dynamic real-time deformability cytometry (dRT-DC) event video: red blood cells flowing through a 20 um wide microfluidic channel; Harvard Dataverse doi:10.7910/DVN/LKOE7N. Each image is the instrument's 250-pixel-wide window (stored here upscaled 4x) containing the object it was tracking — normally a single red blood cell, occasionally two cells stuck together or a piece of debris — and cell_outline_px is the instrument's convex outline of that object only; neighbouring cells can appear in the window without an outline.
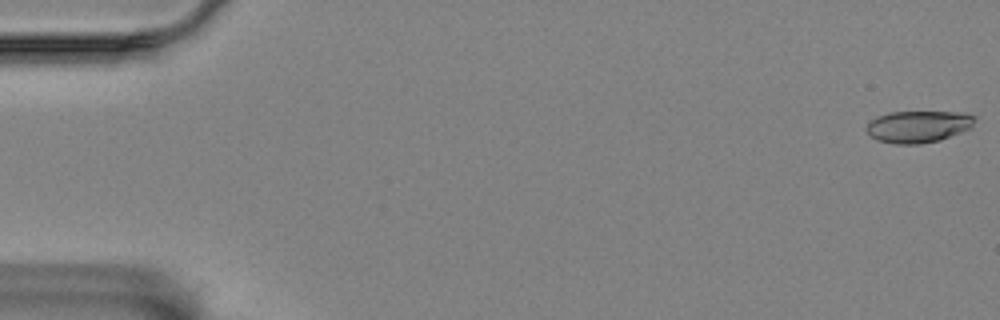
{"species": "Egyptian fruit bat (a non-hibernating species)", "species_latin": "Rousettus aegyptiacus", "temperature_condition": "room temperature", "stored_images_in_passage": 58, "camera_frame_rate_fps": 3000, "um_per_image_px": 0.085, "animal": {"sex": "female"}, "frame": {"image": 1, "passage_image": 1, "time_ms": 0.0, "image_size_px": [1000, 320], "cell_outline_px": [[976, 116], [972, 128], [940, 140], [920, 144], [896, 144], [876, 140], [868, 132], [868, 124], [876, 116], [888, 112], [960, 112]], "centroid_in_image_um": [78.08, 10.75], "position_along_channel_um": 6.9, "area_um2": 20.11}}
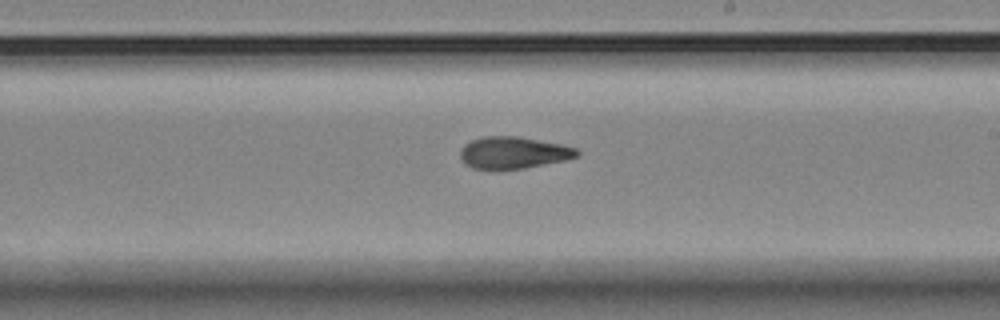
{"frame": {"image": 2, "passage_image": 34, "time_ms": 11.0, "image_size_px": [1000, 320], "cell_outline_px": [[580, 156], [564, 160], [524, 168], [472, 168], [464, 164], [460, 156], [460, 152], [464, 144], [472, 140], [484, 136], [516, 136], [560, 144], [576, 148], [580, 152]], "centroid_in_image_um": [43.63, 12.96], "position_along_channel_um": 245.4, "area_um2": 21.39}}
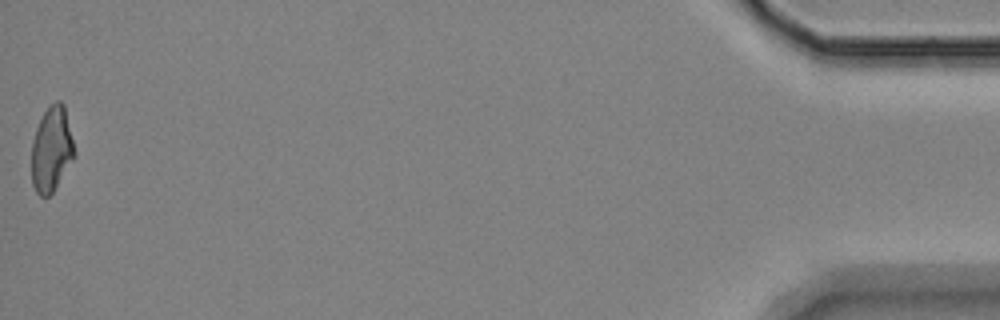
{"frame": {"image": 3, "passage_image": 58, "time_ms": 19.0, "image_size_px": [1000, 320], "cell_outline_px": [[76, 156], [52, 192], [48, 196], [40, 196], [36, 192], [32, 184], [32, 140], [36, 128], [44, 112], [56, 100], [60, 100], [64, 104], [76, 152]], "centroid_in_image_um": [4.4, 12.68], "position_along_channel_um": 430.8, "area_um2": 21.21}, "authors_computed_cell_mechanics": {"area_um2": 21.8484, "velocity_mm_per_s": 3.4707, "shape_relaxation_time_tau1_ms": 7.6323, "shape_relaxation_time_tau2_ms": 3.0639, "deformation_change_tau1": 0.1751, "deformation_change_tau2": 0.1062}}